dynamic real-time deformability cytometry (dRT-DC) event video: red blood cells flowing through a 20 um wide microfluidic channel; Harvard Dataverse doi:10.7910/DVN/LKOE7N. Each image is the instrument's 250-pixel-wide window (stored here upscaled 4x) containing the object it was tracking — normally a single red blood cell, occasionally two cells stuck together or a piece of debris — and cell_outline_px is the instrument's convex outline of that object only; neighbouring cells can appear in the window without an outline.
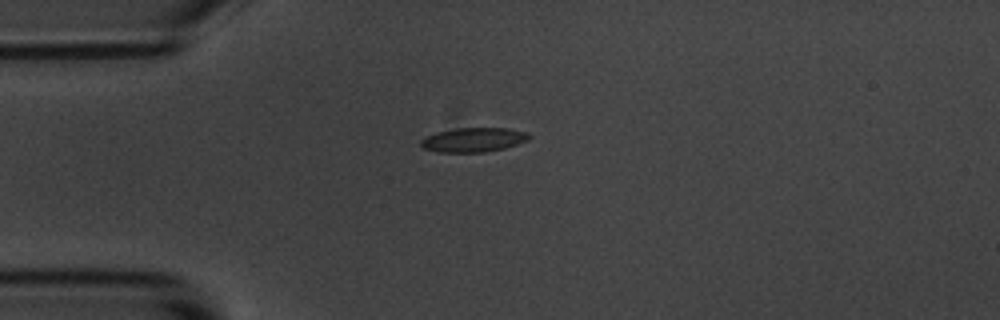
{"species": "common noctule bat (a hibernating species)", "species_latin": "Nyctalus noctula", "temperature_condition": "room temperature", "stored_images_in_passage": 10, "camera_frame_rate_fps": 3000, "um_per_image_px": 0.085, "animal": {"sex": "male", "body_mass_g": 20.1, "forearm_length_mm": 53.5}, "frame": {"image": 1, "passage_image": 4, "time_ms": 1.0, "image_size_px": [1000, 320], "cell_outline_px": [[532, 136], [528, 140], [504, 148], [484, 152], [440, 152], [424, 148], [420, 144], [420, 140], [436, 132], [456, 128], [508, 128], [528, 132]], "centroid_in_image_um": [40.27, 11.87], "position_along_channel_um": 44.7, "area_um2": 15.26}}
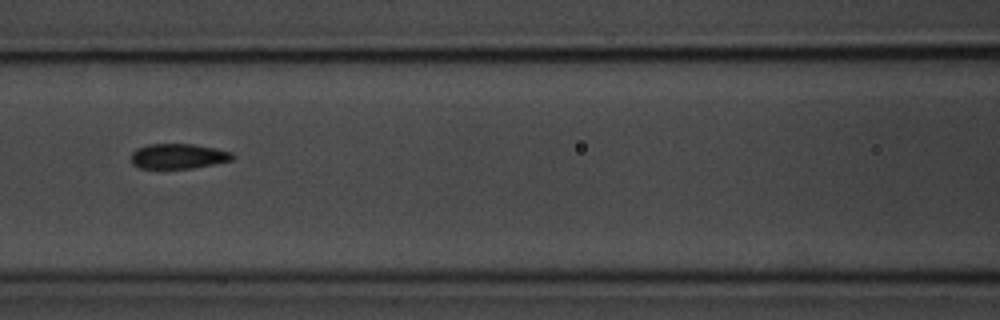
{"frame": {"image": 2, "passage_image": 7, "time_ms": 2.0, "image_size_px": [1000, 320], "cell_outline_px": [[236, 156], [232, 160], [192, 168], [140, 168], [132, 164], [132, 152], [136, 148], [148, 144], [192, 144], [216, 148], [232, 152]], "centroid_in_image_um": [15.16, 13.27], "position_along_channel_um": 151.4, "area_um2": 14.8}}